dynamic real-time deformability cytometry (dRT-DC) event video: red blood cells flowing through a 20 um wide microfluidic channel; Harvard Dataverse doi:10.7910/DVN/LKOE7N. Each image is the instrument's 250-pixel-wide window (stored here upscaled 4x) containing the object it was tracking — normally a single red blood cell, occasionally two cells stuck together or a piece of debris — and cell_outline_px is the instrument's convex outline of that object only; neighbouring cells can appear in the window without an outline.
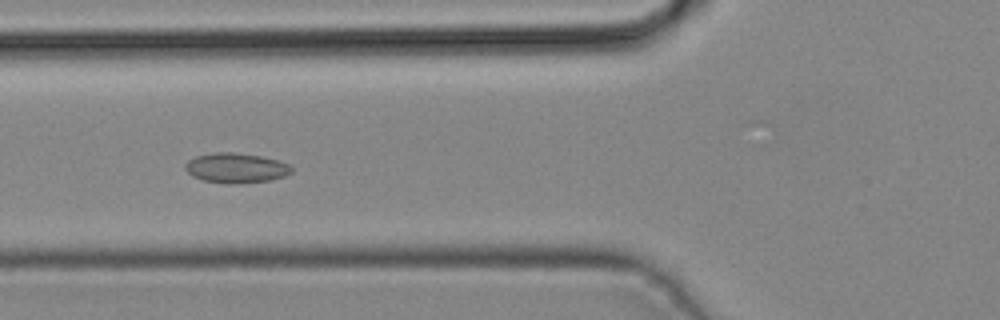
{"species": "common noctule bat (a hibernating species)", "species_latin": "Nyctalus noctula", "temperature_condition": "cold", "stored_images_in_passage": 38, "camera_frame_rate_fps": 3000, "um_per_image_px": 0.085, "animal": {"sex": "male", "body_mass_g": 19.2, "forearm_length_mm": 51.8}, "frame": {"image": 1, "passage_image": 11, "time_ms": 3.333, "image_size_px": [1000, 320], "cell_outline_px": [[292, 172], [284, 176], [268, 180], [204, 180], [192, 176], [184, 168], [184, 164], [188, 160], [196, 156], [212, 152], [232, 152], [260, 156], [276, 160], [288, 164], [292, 168]], "centroid_in_image_um": [20.02, 14.2], "position_along_channel_um": 105.8, "area_um2": 17.4}}
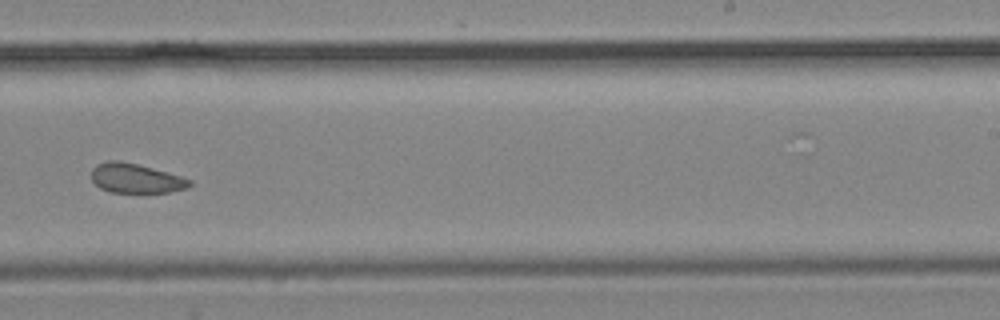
{"frame": {"image": 2, "passage_image": 22, "time_ms": 7.0, "image_size_px": [1000, 320], "cell_outline_px": [[192, 184], [188, 188], [168, 192], [112, 192], [100, 188], [92, 180], [92, 168], [96, 164], [108, 160], [120, 160], [152, 168], [180, 176], [192, 180]], "centroid_in_image_um": [11.53, 15.15], "position_along_channel_um": 277.5, "area_um2": 16.76}}
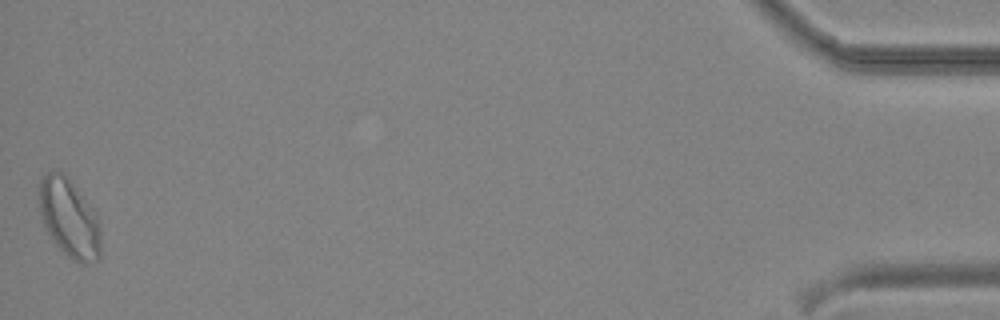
{"frame": {"image": 3, "passage_image": 38, "time_ms": 12.333, "image_size_px": [1000, 320], "cell_outline_px": [[100, 260], [92, 264], [80, 264], [72, 260], [56, 244], [48, 232], [44, 224], [40, 212], [40, 180], [48, 172], [64, 172], [92, 208], [100, 220]], "centroid_in_image_um": [5.93, 18.59], "position_along_channel_um": 429.3, "area_um2": 28.09}}